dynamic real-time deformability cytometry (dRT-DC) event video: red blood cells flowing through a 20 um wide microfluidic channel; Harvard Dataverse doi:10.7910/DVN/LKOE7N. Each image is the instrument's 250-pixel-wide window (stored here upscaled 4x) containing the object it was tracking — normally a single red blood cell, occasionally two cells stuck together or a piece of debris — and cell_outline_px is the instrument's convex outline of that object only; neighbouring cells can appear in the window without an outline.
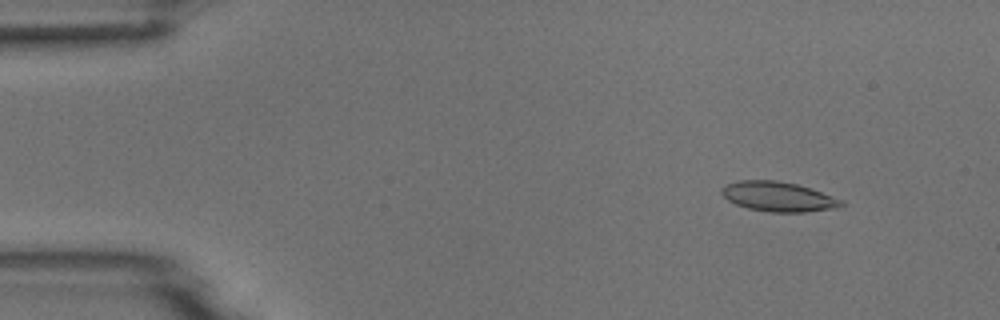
{"species": "common noctule bat (a hibernating species)", "species_latin": "Nyctalus noctula", "temperature_condition": "room temperature", "stored_images_in_passage": 5, "segment_of_instrument_passage": [1, 2], "camera_frame_rate_fps": 3000, "um_per_image_px": 0.085, "animal": {"sex": "male", "body_mass_g": 18.8}, "frame": {"image": 1, "passage_image": 1, "time_ms": 0.0, "image_size_px": [1000, 320], "cell_outline_px": [[844, 204], [840, 208], [804, 212], [768, 212], [748, 208], [736, 204], [728, 200], [720, 192], [720, 188], [728, 184], [740, 180], [776, 180], [796, 184], [844, 200]], "centroid_in_image_um": [66.16, 16.72], "position_along_channel_um": 18.8, "area_um2": 20.69}}